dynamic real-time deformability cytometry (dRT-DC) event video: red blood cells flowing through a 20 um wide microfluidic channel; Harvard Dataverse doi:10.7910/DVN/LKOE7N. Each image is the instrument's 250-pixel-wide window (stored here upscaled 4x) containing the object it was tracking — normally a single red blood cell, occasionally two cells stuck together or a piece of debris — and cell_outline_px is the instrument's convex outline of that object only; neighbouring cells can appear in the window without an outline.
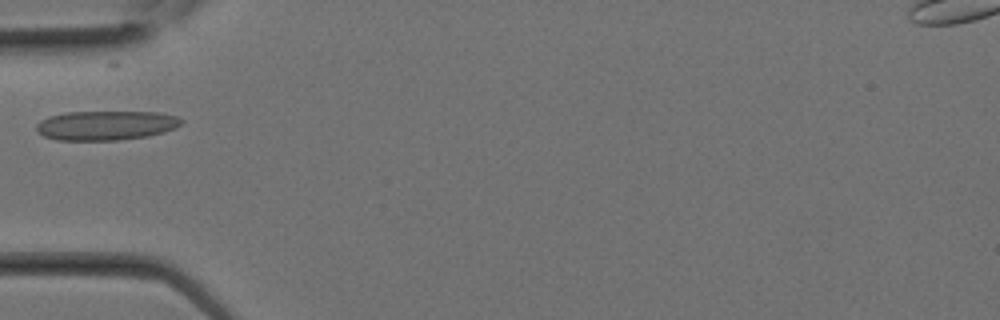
{"species": "Egyptian fruit bat (a non-hibernating species)", "species_latin": "Rousettus aegyptiacus", "temperature_condition": "room temperature", "stored_images_in_passage": 15, "camera_frame_rate_fps": 3000, "um_per_image_px": 0.085, "animal": {"sex": "female"}, "frame": {"image": 1, "passage_image": 6, "time_ms": 1.667, "image_size_px": [1000, 320], "cell_outline_px": [[184, 120], [176, 128], [164, 132], [148, 136], [120, 140], [56, 140], [44, 136], [36, 132], [36, 124], [40, 120], [48, 116], [64, 112], [156, 112], [176, 116]], "centroid_in_image_um": [8.97, 10.66], "position_along_channel_um": 76.0, "area_um2": 25.03}}
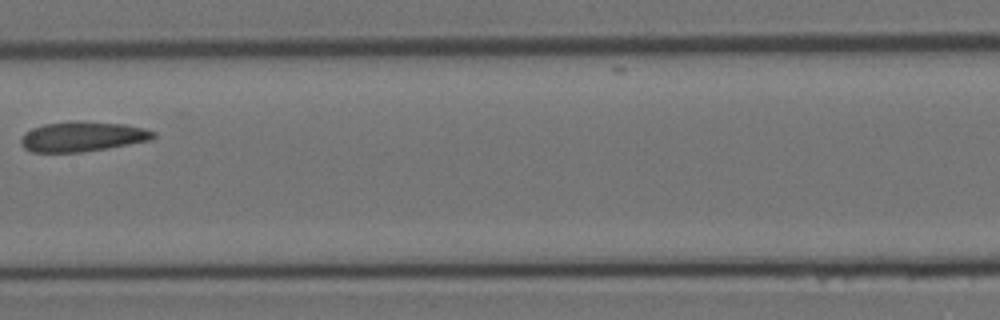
{"frame": {"image": 2, "passage_image": 11, "time_ms": 3.333, "image_size_px": [1000, 320], "cell_outline_px": [[156, 136], [152, 140], [108, 148], [80, 152], [32, 152], [24, 148], [20, 144], [20, 136], [24, 132], [32, 128], [44, 124], [68, 120], [76, 120], [124, 124], [144, 128], [156, 132]], "centroid_in_image_um": [6.98, 11.59], "position_along_channel_um": 200.4, "area_um2": 23.52}}
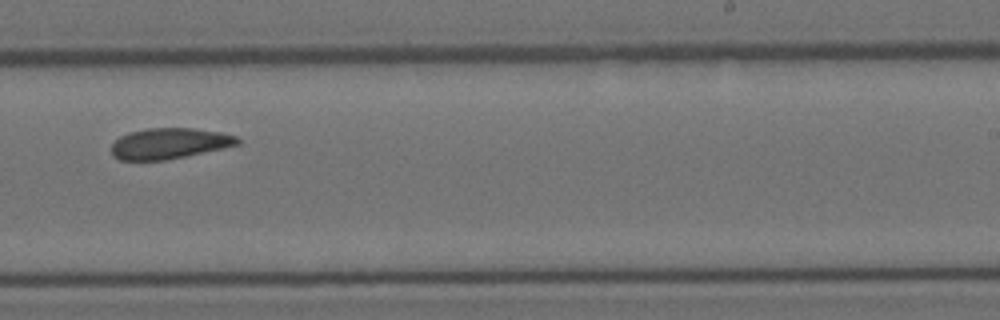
{"frame": {"image": 3, "passage_image": 14, "time_ms": 4.333, "image_size_px": [1000, 320], "cell_outline_px": [[240, 144], [184, 156], [164, 160], [120, 160], [112, 156], [112, 144], [120, 136], [128, 132], [148, 128], [192, 128], [220, 132], [236, 136], [240, 140]], "centroid_in_image_um": [14.36, 12.19], "position_along_channel_um": 274.6, "area_um2": 22.43}}